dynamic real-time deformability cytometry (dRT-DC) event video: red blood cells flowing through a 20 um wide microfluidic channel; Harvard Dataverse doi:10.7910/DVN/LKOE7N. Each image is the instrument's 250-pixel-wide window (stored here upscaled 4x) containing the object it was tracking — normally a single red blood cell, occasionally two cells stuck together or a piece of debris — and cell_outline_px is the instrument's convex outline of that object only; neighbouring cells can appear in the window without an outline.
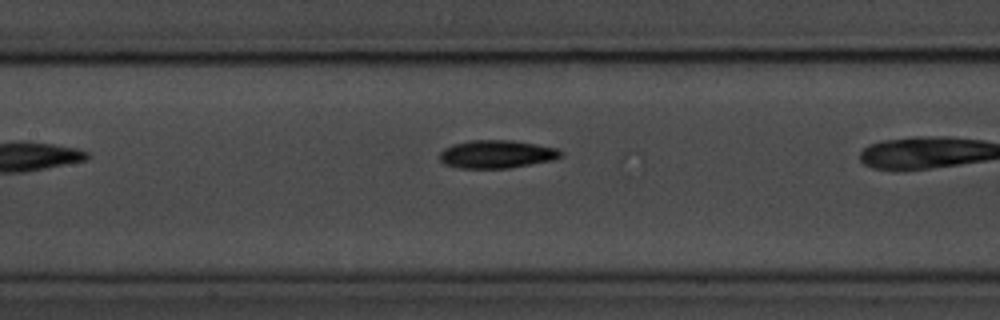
{"species": "common noctule bat (a hibernating species)", "species_latin": "Nyctalus noctula", "temperature_condition": "room temperature", "stored_images_in_passage": 13, "camera_frame_rate_fps": 3000, "um_per_image_px": 0.085, "animal": {"sex": "male", "body_mass_g": 20.1, "forearm_length_mm": 53.5}, "frame": {"image": 1, "passage_image": 11, "time_ms": 3.333, "image_size_px": [1000, 320], "cell_outline_px": [[564, 156], [552, 160], [508, 168], [460, 168], [444, 164], [440, 160], [440, 152], [444, 148], [452, 144], [468, 140], [512, 140], [536, 144], [556, 148], [564, 152]], "centroid_in_image_um": [42.22, 13.1], "position_along_channel_um": 165.2, "area_um2": 19.88}}